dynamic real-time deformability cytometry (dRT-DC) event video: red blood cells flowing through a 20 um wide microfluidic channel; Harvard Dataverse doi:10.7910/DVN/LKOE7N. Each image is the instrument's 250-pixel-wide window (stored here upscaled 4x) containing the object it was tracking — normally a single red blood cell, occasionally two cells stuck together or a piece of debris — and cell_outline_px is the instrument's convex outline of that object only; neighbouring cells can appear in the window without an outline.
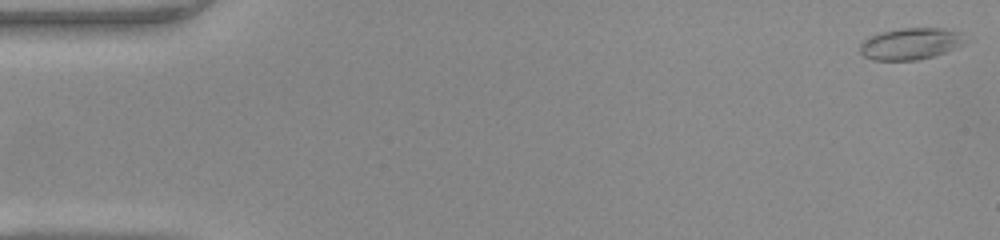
{"species": "common noctule bat (a hibernating species)", "species_latin": "Nyctalus noctula", "temperature_condition": "warm", "stored_images_in_passage": 48, "camera_frame_rate_fps": 3000, "um_per_image_px": 0.085, "animal": {"sex": "female", "body_mass_g": 22.0, "forearm_length_mm": 56.7}, "frame": {"image": 1, "passage_image": 1, "time_ms": 0.0, "image_size_px": [1000, 240], "cell_outline_px": [[964, 44], [944, 52], [932, 56], [916, 60], [872, 60], [864, 56], [860, 52], [860, 44], [864, 40], [880, 32], [900, 28], [944, 28], [960, 32]], "centroid_in_image_um": [77.36, 3.71], "position_along_channel_um": 7.6, "area_um2": 19.13}}
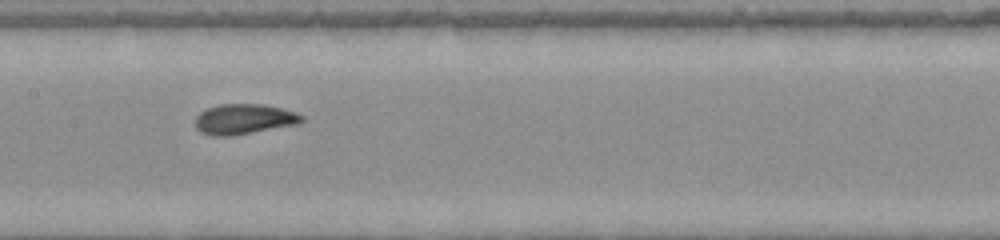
{"frame": {"image": 2, "passage_image": 24, "time_ms": 7.667, "image_size_px": [1000, 240], "cell_outline_px": [[304, 120], [300, 124], [232, 136], [212, 136], [200, 132], [196, 128], [196, 116], [200, 112], [208, 108], [220, 104], [264, 104], [296, 112], [304, 116]], "centroid_in_image_um": [20.76, 10.13], "position_along_channel_um": 186.6, "area_um2": 18.96}}
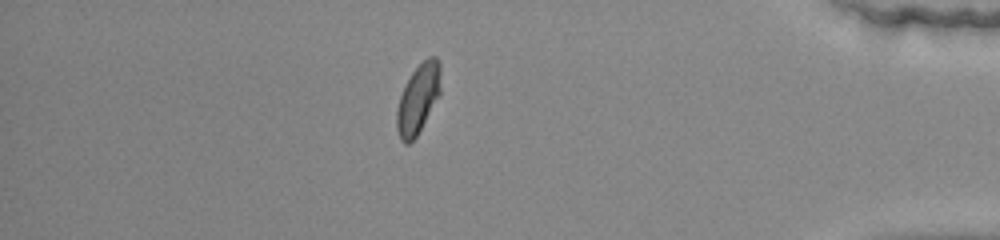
{"frame": {"image": 3, "passage_image": 42, "time_ms": 13.667, "image_size_px": [1000, 240], "cell_outline_px": [[440, 92], [416, 136], [408, 144], [404, 144], [400, 140], [396, 128], [396, 112], [400, 96], [404, 84], [412, 72], [428, 56], [436, 56], [440, 64]], "centroid_in_image_um": [35.51, 8.38], "position_along_channel_um": 399.7, "area_um2": 17.51}, "authors_computed_cell_mechanics": {"area_um2": 18.5538, "velocity_mm_per_s": 4.2164, "shape_relaxation_time_tau1_ms": 4.1171, "shape_relaxation_time_tau2_ms": 0.9227, "deformation_change_tau1": 0.1258, "deformation_change_tau2": 0.0434}}